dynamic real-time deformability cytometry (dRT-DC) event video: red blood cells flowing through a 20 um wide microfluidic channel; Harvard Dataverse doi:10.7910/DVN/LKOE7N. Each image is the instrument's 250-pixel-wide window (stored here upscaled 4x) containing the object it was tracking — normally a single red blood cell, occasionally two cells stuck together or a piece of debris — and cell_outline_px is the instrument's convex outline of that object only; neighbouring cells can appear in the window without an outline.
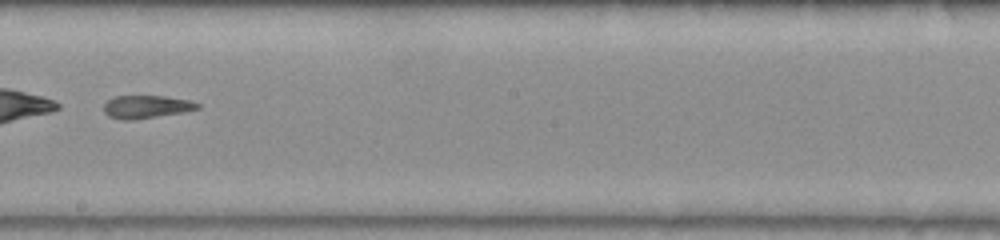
{"species": "common noctule bat (a hibernating species)", "species_latin": "Nyctalus noctula", "temperature_condition": "warm", "stored_images_in_passage": 51, "camera_frame_rate_fps": 3000, "um_per_image_px": 0.085, "animal": {"sex": "female", "body_mass_g": 22.0, "forearm_length_mm": 56.7}, "frame": {"image": 1, "passage_image": 29, "time_ms": 9.333, "image_size_px": [1000, 240], "cell_outline_px": [[200, 108], [184, 112], [132, 120], [120, 120], [108, 116], [104, 112], [104, 104], [108, 100], [116, 96], [164, 96], [192, 100], [200, 104]], "centroid_in_image_um": [12.45, 9.08], "position_along_channel_um": 235.7, "area_um2": 12.6}}
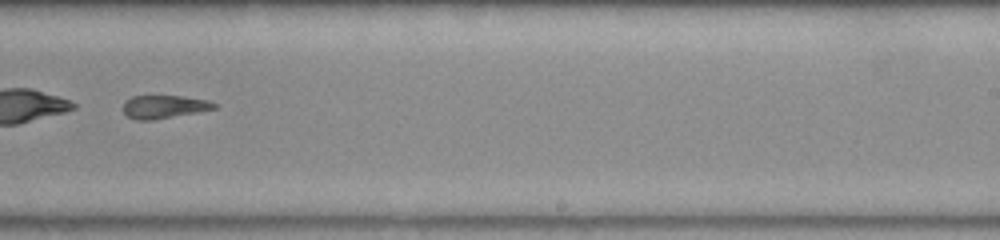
{"frame": {"image": 2, "passage_image": 32, "time_ms": 10.333, "image_size_px": [1000, 240], "cell_outline_px": [[216, 108], [196, 112], [152, 120], [136, 120], [128, 116], [124, 112], [124, 104], [132, 96], [184, 96], [208, 100], [216, 104]], "centroid_in_image_um": [13.95, 9.07], "position_along_channel_um": 275.0, "area_um2": 12.02}}
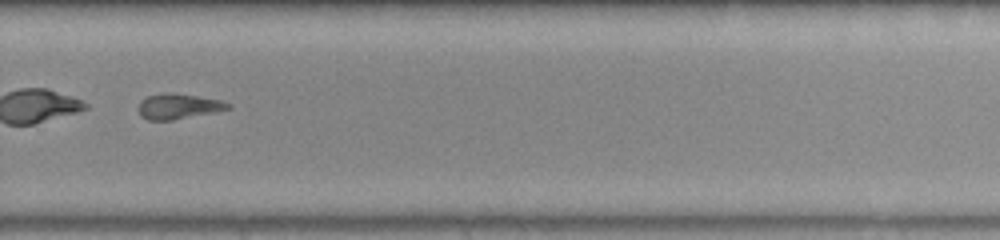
{"frame": {"image": 3, "passage_image": 35, "time_ms": 11.333, "image_size_px": [1000, 240], "cell_outline_px": [[232, 108], [172, 120], [148, 120], [140, 116], [136, 108], [140, 100], [148, 96], [164, 92], [168, 92], [196, 96], [220, 100], [232, 104]], "centroid_in_image_um": [15.1, 9.03], "position_along_channel_um": 314.7, "area_um2": 13.24}}